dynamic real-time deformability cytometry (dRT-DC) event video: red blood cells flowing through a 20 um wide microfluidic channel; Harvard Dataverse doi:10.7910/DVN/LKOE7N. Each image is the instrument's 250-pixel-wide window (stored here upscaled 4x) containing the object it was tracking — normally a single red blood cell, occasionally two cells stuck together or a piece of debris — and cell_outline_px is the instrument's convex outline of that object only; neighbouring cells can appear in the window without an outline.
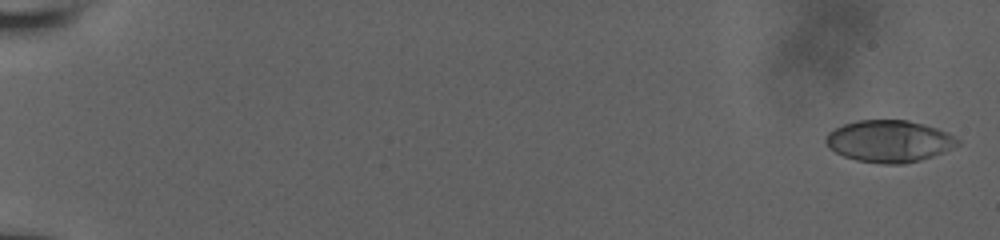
{"species": "human", "species_latin": "Homo sapiens", "temperature_condition": "room temperature", "stored_images_in_passage": 37, "camera_frame_rate_fps": 3000, "um_per_image_px": 0.085, "donor": {"sex": "male"}, "frame": {"image": 1, "passage_image": 2, "time_ms": 0.333, "image_size_px": [1000, 240], "cell_outline_px": [[960, 144], [944, 152], [920, 160], [900, 164], [884, 164], [856, 160], [844, 156], [828, 148], [824, 140], [824, 136], [828, 132], [844, 124], [856, 120], [908, 120], [924, 124], [948, 132], [960, 140]], "centroid_in_image_um": [75.57, 11.99], "position_along_channel_um": 9.4, "area_um2": 32.31}}
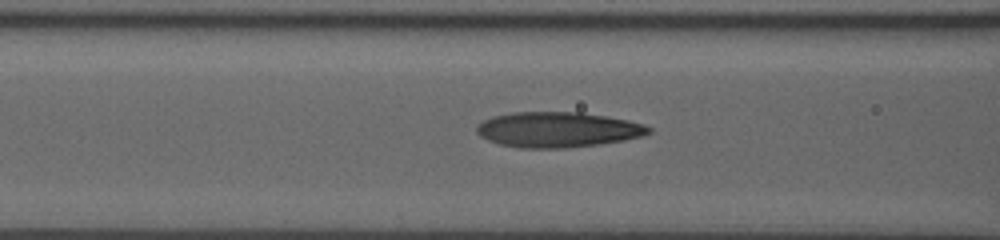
{"frame": {"image": 2, "passage_image": 31, "time_ms": 8.667, "image_size_px": [1000, 240], "cell_outline_px": [[652, 132], [644, 136], [624, 140], [600, 144], [564, 148], [520, 148], [500, 144], [488, 140], [480, 136], [476, 132], [476, 124], [492, 116], [512, 112], [580, 112], [608, 116], [628, 120], [644, 124], [652, 128]], "centroid_in_image_um": [47.42, 11.01], "position_along_channel_um": 119.2, "area_um2": 35.72}}
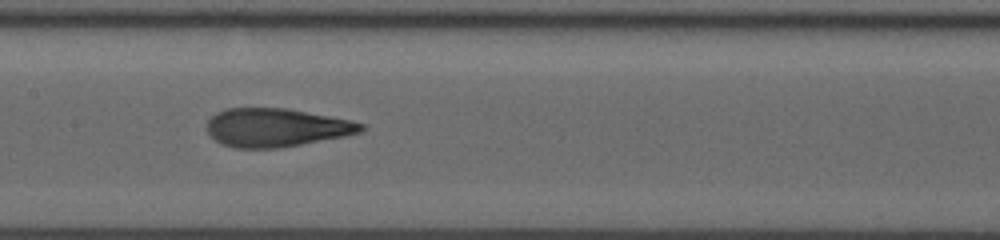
{"frame": {"image": 3, "passage_image": 36, "time_ms": 10.333, "image_size_px": [1000, 240], "cell_outline_px": [[364, 128], [360, 132], [344, 136], [280, 148], [236, 148], [220, 144], [208, 132], [208, 120], [216, 112], [224, 108], [288, 108], [348, 120], [364, 124]], "centroid_in_image_um": [23.44, 10.84], "position_along_channel_um": 184.0, "area_um2": 34.28}}